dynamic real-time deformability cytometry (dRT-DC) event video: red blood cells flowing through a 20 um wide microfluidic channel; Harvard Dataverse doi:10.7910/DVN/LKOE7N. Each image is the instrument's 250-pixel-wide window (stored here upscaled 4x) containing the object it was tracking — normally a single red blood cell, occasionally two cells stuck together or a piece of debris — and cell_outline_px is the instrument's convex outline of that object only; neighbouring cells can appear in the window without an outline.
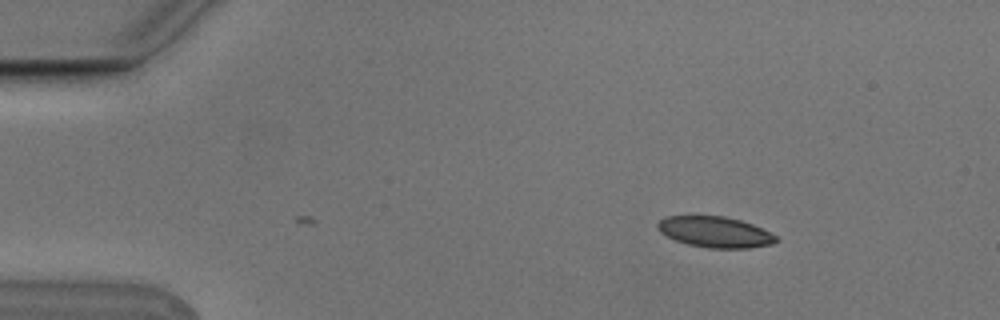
{"species": "Egyptian fruit bat (a non-hibernating species)", "species_latin": "Rousettus aegyptiacus", "temperature_condition": "cold", "stored_images_in_passage": 2, "camera_frame_rate_fps": 3000, "um_per_image_px": 0.085, "animal": {"sex": "male"}, "frame": {"image": 1, "passage_image": 2, "time_ms": 0.333, "image_size_px": [1000, 320], "cell_outline_px": [[780, 240], [772, 244], [748, 248], [708, 248], [688, 244], [676, 240], [660, 232], [656, 228], [656, 224], [660, 220], [668, 216], [724, 216], [740, 220], [752, 224], [776, 236]], "centroid_in_image_um": [60.77, 19.72], "position_along_channel_um": 24.2, "area_um2": 21.15}}